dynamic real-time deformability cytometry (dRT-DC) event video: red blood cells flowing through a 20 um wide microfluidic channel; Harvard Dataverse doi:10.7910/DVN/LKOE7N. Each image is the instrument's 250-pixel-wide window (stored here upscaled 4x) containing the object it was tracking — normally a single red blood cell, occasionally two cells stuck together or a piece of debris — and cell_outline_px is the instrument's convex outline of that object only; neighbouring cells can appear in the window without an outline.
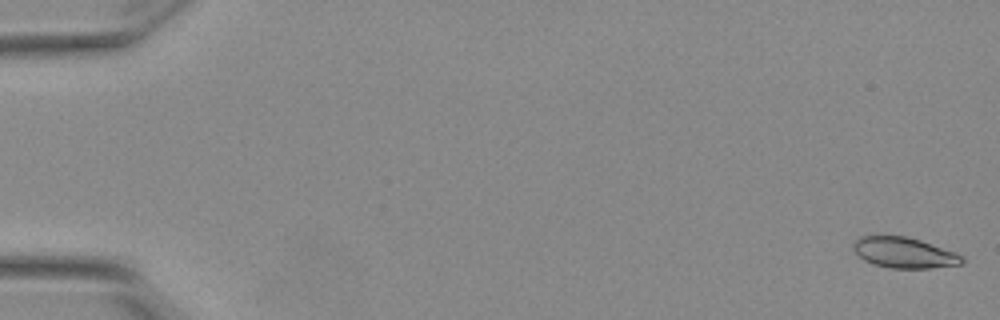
{"species": "Egyptian fruit bat (a non-hibernating species)", "species_latin": "Rousettus aegyptiacus", "temperature_condition": "warm", "stored_images_in_passage": 55, "segment_of_instrument_passage": [1, 2], "camera_frame_rate_fps": 3000, "um_per_image_px": 0.085, "animal": {"sex": "female"}, "frame": {"image": 1, "passage_image": 1, "time_ms": 0.0, "image_size_px": [1000, 320], "cell_outline_px": [[964, 260], [960, 264], [928, 268], [892, 268], [872, 264], [864, 260], [852, 248], [852, 244], [860, 236], [904, 236], [920, 240], [956, 252], [964, 256]], "centroid_in_image_um": [76.85, 21.48], "position_along_channel_um": 8.2, "area_um2": 19.31}}
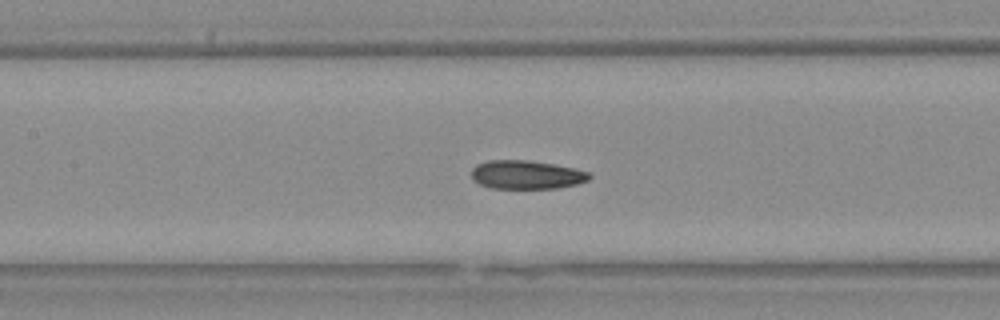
{"frame": {"image": 2, "passage_image": 26, "time_ms": 8.333, "image_size_px": [1000, 320], "cell_outline_px": [[592, 176], [588, 180], [576, 184], [556, 188], [492, 188], [480, 184], [472, 176], [472, 168], [476, 164], [488, 160], [528, 160], [552, 164], [592, 172]], "centroid_in_image_um": [44.76, 14.84], "position_along_channel_um": 162.6, "area_um2": 19.54}}
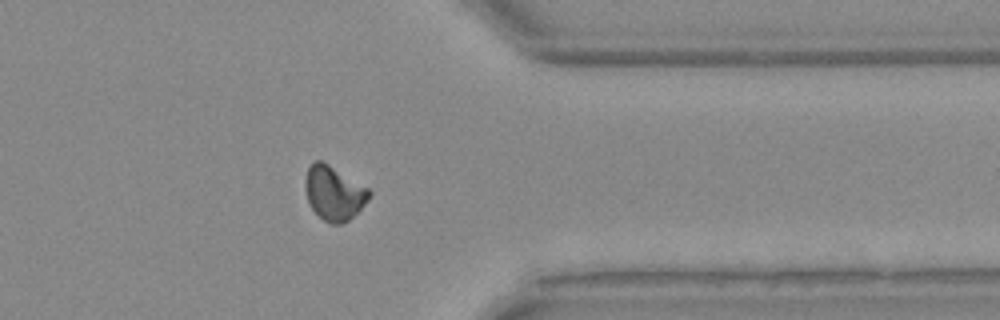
{"frame": {"image": 3, "passage_image": 44, "time_ms": 14.333, "image_size_px": [1000, 320], "cell_outline_px": [[372, 192], [368, 200], [348, 220], [340, 224], [332, 224], [324, 220], [312, 208], [308, 200], [304, 184], [308, 168], [316, 160], [320, 160], [328, 164], [368, 188]], "centroid_in_image_um": [28.38, 16.41], "position_along_channel_um": 383.0, "area_um2": 19.71}}